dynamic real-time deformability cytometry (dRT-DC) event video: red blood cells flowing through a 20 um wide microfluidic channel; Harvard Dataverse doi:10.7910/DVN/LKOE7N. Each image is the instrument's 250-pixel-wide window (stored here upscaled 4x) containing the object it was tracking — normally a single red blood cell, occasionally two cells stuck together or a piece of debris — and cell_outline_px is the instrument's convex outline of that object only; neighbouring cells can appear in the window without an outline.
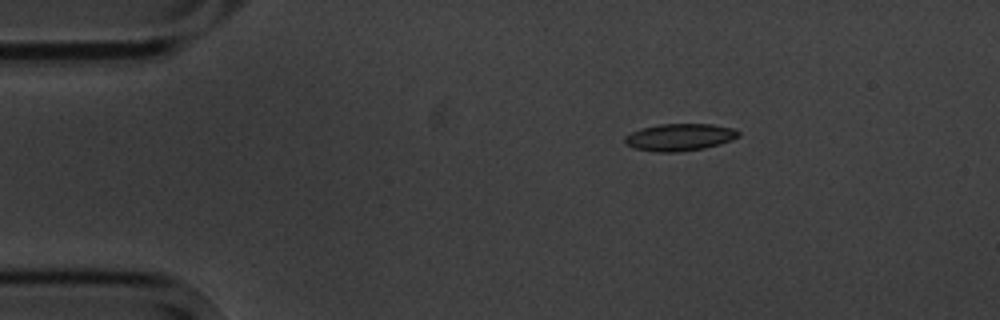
{"species": "common noctule bat (a hibernating species)", "species_latin": "Nyctalus noctula", "temperature_condition": "cold", "stored_images_in_passage": 4, "camera_frame_rate_fps": 3000, "um_per_image_px": 0.085, "animal": {"sex": "male", "body_mass_g": 20.1, "forearm_length_mm": 53.5}, "frame": {"image": 1, "passage_image": 2, "time_ms": 1.333, "image_size_px": [1000, 320], "cell_outline_px": [[740, 136], [732, 140], [720, 144], [704, 148], [676, 152], [656, 152], [636, 148], [628, 144], [624, 140], [624, 136], [640, 128], [660, 124], [712, 124], [736, 128], [740, 132]], "centroid_in_image_um": [57.82, 11.65], "position_along_channel_um": 27.2, "area_um2": 18.03}}
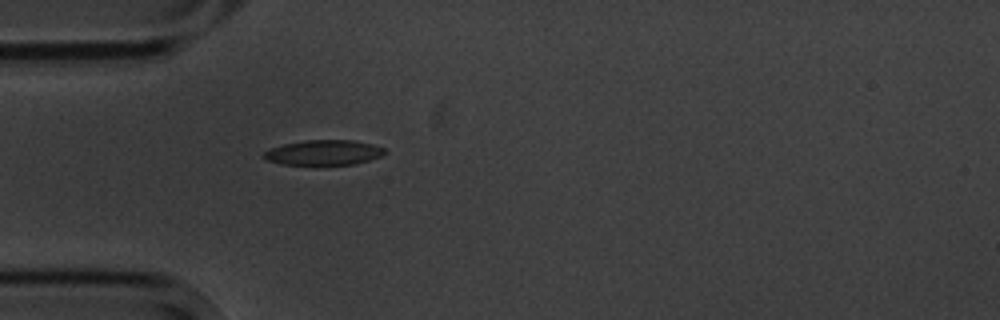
{"frame": {"image": 2, "passage_image": 4, "time_ms": 3.667, "image_size_px": [1000, 320], "cell_outline_px": [[388, 152], [384, 156], [356, 164], [316, 168], [280, 164], [268, 160], [260, 156], [264, 152], [272, 148], [284, 144], [304, 140], [352, 140], [372, 144], [384, 148]], "centroid_in_image_um": [27.53, 13.03], "position_along_channel_um": 57.5, "area_um2": 18.79}}